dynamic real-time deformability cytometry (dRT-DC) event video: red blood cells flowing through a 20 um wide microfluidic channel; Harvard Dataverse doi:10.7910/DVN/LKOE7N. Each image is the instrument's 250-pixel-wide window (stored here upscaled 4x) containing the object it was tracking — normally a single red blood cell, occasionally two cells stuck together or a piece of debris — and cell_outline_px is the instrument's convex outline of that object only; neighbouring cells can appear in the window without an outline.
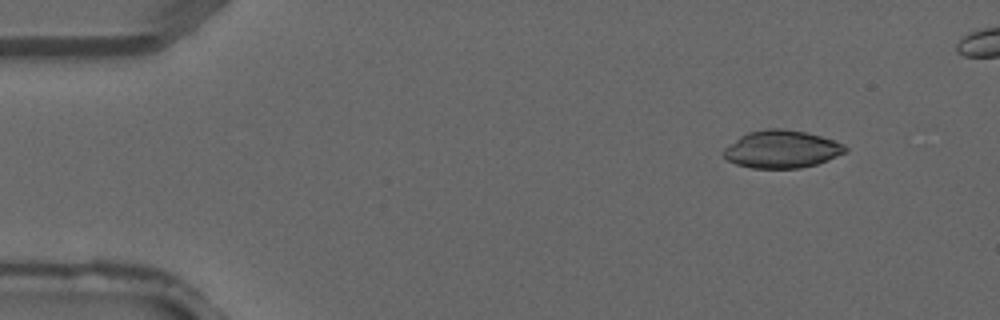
{"species": "common noctule bat (a hibernating species)", "species_latin": "Nyctalus noctula", "temperature_condition": "warm", "stored_images_in_passage": 2, "camera_frame_rate_fps": 3000, "um_per_image_px": 0.085, "animal": {"sex": "male", "forearm_length_mm": 52.5}, "frame": {"image": 1, "passage_image": 1, "time_ms": 0.0, "image_size_px": [1000, 320], "cell_outline_px": [[848, 152], [828, 160], [816, 164], [800, 168], [752, 168], [736, 164], [728, 160], [724, 156], [724, 148], [740, 136], [748, 132], [764, 128], [784, 128], [804, 132], [820, 136], [844, 144], [848, 148]], "centroid_in_image_um": [66.46, 12.68], "position_along_channel_um": 18.5, "area_um2": 26.7}}